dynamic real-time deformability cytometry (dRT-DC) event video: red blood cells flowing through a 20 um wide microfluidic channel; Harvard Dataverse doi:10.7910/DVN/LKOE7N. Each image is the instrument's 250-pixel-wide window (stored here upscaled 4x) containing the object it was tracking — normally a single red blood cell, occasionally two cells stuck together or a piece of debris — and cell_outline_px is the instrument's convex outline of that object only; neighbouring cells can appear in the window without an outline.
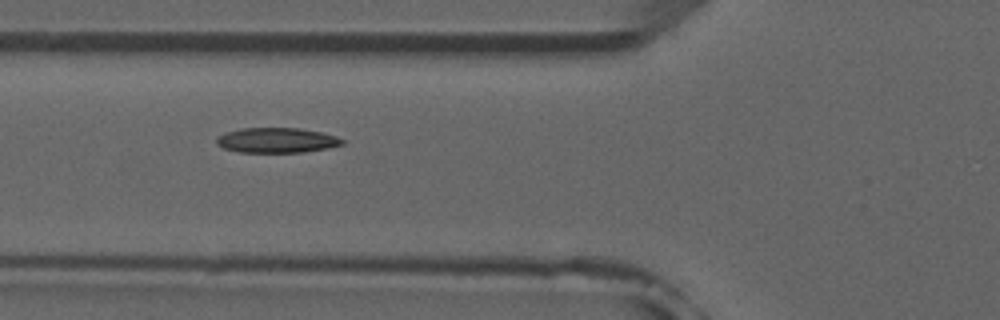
{"species": "common noctule bat (a hibernating species)", "species_latin": "Nyctalus noctula", "temperature_condition": "room temperature", "stored_images_in_passage": 4, "camera_frame_rate_fps": 3000, "um_per_image_px": 0.085, "animal": {"sex": "male", "forearm_length_mm": 52.5}, "frame": {"image": 1, "passage_image": 2, "time_ms": 1.0, "image_size_px": [1000, 320], "cell_outline_px": [[344, 144], [328, 148], [304, 152], [240, 152], [224, 148], [216, 144], [216, 136], [240, 128], [296, 128], [320, 132], [336, 136], [344, 140]], "centroid_in_image_um": [23.51, 11.92], "position_along_channel_um": 102.3, "area_um2": 18.26}}
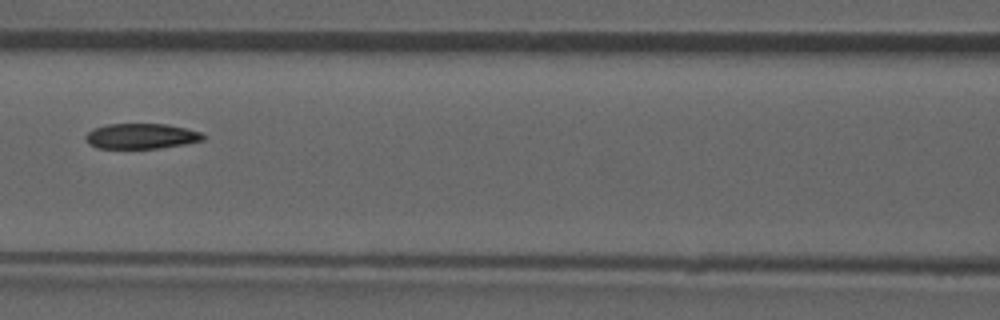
{"frame": {"image": 2, "passage_image": 3, "time_ms": 2.333, "image_size_px": [1000, 320], "cell_outline_px": [[204, 140], [184, 144], [160, 148], [96, 148], [88, 144], [84, 140], [84, 136], [92, 128], [108, 124], [168, 124], [200, 132], [204, 136]], "centroid_in_image_um": [11.94, 11.57], "position_along_channel_um": 154.7, "area_um2": 17.4}}